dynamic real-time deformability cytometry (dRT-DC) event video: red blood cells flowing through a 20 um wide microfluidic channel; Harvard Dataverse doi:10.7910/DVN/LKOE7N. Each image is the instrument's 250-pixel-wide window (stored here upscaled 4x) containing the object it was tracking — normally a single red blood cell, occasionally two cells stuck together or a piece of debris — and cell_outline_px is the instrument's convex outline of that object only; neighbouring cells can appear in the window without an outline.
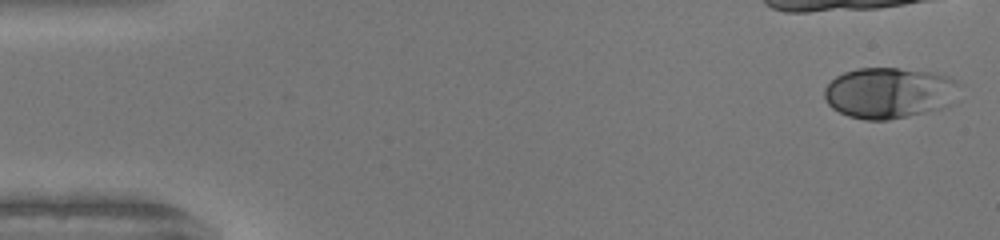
{"species": "human", "species_latin": "Homo sapiens", "temperature_condition": "warm", "stored_images_in_passage": 12, "camera_frame_rate_fps": 3000, "um_per_image_px": 0.085, "donor": {"sex": "female"}, "frame": {"image": 1, "passage_image": 1, "time_ms": 0.0, "image_size_px": [1000, 240], "cell_outline_px": [[960, 84], [940, 108], [908, 116], [888, 120], [864, 120], [848, 116], [832, 108], [828, 104], [824, 96], [824, 88], [836, 76], [844, 72], [856, 68], [900, 68], [928, 72], [948, 76], [956, 80]], "centroid_in_image_um": [75.47, 7.88], "position_along_channel_um": 9.5, "area_um2": 39.36}}
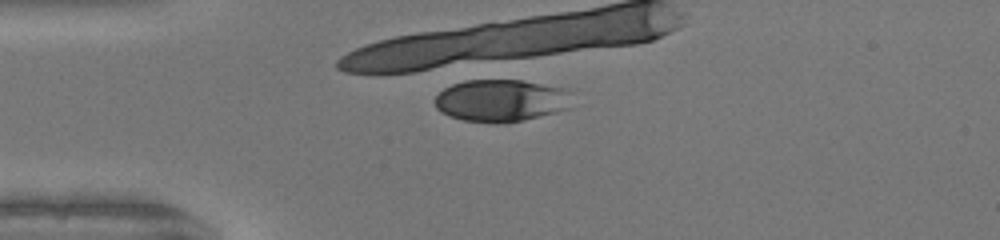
{"frame": {"image": 2, "passage_image": 12, "time_ms": 3.667, "image_size_px": [1000, 240], "cell_outline_px": [[568, 108], [556, 112], [524, 120], [496, 124], [464, 120], [448, 116], [440, 112], [436, 108], [436, 96], [444, 88], [452, 84], [464, 80], [520, 80], [560, 88]], "centroid_in_image_um": [42.42, 8.56], "position_along_channel_um": 42.6, "area_um2": 32.95}}